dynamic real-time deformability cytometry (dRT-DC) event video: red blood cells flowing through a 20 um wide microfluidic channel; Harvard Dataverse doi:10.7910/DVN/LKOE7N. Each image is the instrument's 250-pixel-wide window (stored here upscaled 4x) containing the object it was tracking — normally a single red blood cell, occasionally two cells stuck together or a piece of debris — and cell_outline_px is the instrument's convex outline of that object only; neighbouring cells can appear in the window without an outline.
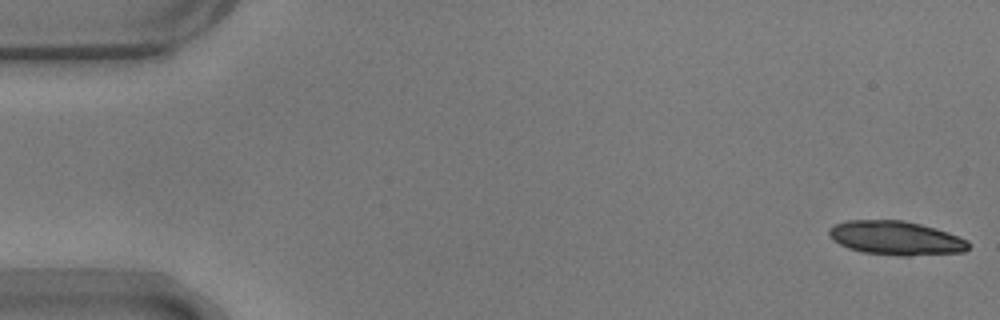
{"species": "common noctule bat (a hibernating species)", "species_latin": "Nyctalus noctula", "temperature_condition": "warm", "stored_images_in_passage": 33, "camera_frame_rate_fps": 3000, "um_per_image_px": 0.085, "animal": {"sex": "male", "body_mass_g": 17.9}, "frame": {"image": 1, "passage_image": 1, "time_ms": 0.0, "image_size_px": [1000, 320], "cell_outline_px": [[968, 248], [964, 252], [908, 256], [900, 256], [860, 252], [848, 248], [832, 240], [828, 232], [828, 228], [832, 224], [848, 220], [904, 220], [936, 228], [948, 232], [968, 240]], "centroid_in_image_um": [76.12, 20.23], "position_along_channel_um": 8.9, "area_um2": 27.86}}
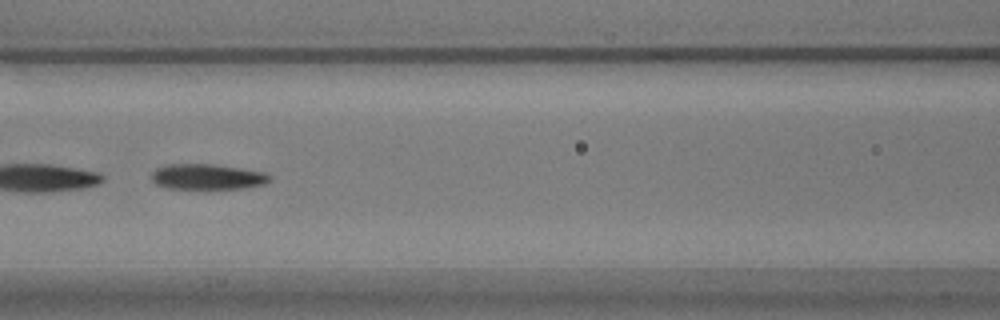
{"frame": {"image": 2, "passage_image": 24, "time_ms": 7.667, "image_size_px": [1000, 320], "cell_outline_px": [[272, 180], [264, 184], [244, 188], [168, 188], [156, 184], [152, 180], [152, 172], [156, 168], [168, 164], [216, 164], [268, 172], [272, 176]], "centroid_in_image_um": [17.69, 15.01], "position_along_channel_um": 148.9, "area_um2": 17.69}}